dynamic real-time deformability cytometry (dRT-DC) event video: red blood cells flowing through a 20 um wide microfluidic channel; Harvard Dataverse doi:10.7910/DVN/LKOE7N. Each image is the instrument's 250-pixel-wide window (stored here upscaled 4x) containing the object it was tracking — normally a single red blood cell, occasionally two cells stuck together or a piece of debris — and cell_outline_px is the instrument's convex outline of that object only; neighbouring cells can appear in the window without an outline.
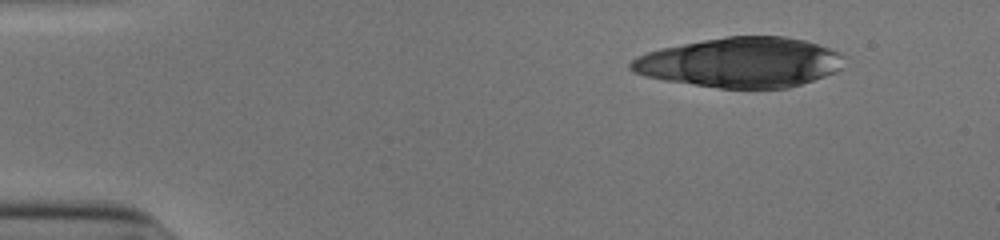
{"species": "human", "species_latin": "Homo sapiens", "temperature_condition": "cold", "stored_images_in_passage": 21, "camera_frame_rate_fps": 3000, "um_per_image_px": 0.085, "donor": {"sex": "male"}, "frame": {"image": 1, "passage_image": 1, "time_ms": 0.0, "image_size_px": [1000, 240], "cell_outline_px": [[840, 68], [824, 76], [788, 88], [720, 88], [664, 80], [648, 76], [636, 72], [628, 68], [628, 64], [636, 56], [660, 48], [704, 40], [728, 36], [784, 36], [804, 40], [828, 48], [836, 52], [840, 56]], "centroid_in_image_um": [62.88, 5.3], "position_along_channel_um": 22.1, "area_um2": 61.15}}